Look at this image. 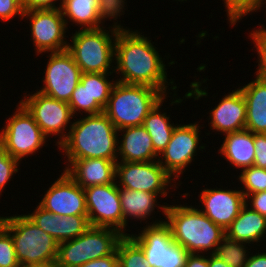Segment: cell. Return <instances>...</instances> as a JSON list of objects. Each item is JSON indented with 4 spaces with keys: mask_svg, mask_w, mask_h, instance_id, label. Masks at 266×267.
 Returning <instances> with one entry per match:
<instances>
[{
    "mask_svg": "<svg viewBox=\"0 0 266 267\" xmlns=\"http://www.w3.org/2000/svg\"><path fill=\"white\" fill-rule=\"evenodd\" d=\"M184 267H209V254L190 253Z\"/></svg>",
    "mask_w": 266,
    "mask_h": 267,
    "instance_id": "7bdbcfd3",
    "label": "cell"
},
{
    "mask_svg": "<svg viewBox=\"0 0 266 267\" xmlns=\"http://www.w3.org/2000/svg\"><path fill=\"white\" fill-rule=\"evenodd\" d=\"M165 222L170 227L174 242L189 253L214 254L217 245L226 236L225 230L203 214L198 205H167Z\"/></svg>",
    "mask_w": 266,
    "mask_h": 267,
    "instance_id": "3957f363",
    "label": "cell"
},
{
    "mask_svg": "<svg viewBox=\"0 0 266 267\" xmlns=\"http://www.w3.org/2000/svg\"><path fill=\"white\" fill-rule=\"evenodd\" d=\"M114 73H90L91 114L104 112L111 91L117 80H110Z\"/></svg>",
    "mask_w": 266,
    "mask_h": 267,
    "instance_id": "83f0119b",
    "label": "cell"
},
{
    "mask_svg": "<svg viewBox=\"0 0 266 267\" xmlns=\"http://www.w3.org/2000/svg\"><path fill=\"white\" fill-rule=\"evenodd\" d=\"M168 96H165L146 116L143 126L152 139L154 150L160 155L169 141L171 140L173 131L178 123L175 125L171 123L170 115L166 112H161L164 101ZM165 99V100H164Z\"/></svg>",
    "mask_w": 266,
    "mask_h": 267,
    "instance_id": "4316f807",
    "label": "cell"
},
{
    "mask_svg": "<svg viewBox=\"0 0 266 267\" xmlns=\"http://www.w3.org/2000/svg\"><path fill=\"white\" fill-rule=\"evenodd\" d=\"M175 1H179V2H181V3H182V1L184 2V1H187V0H175Z\"/></svg>",
    "mask_w": 266,
    "mask_h": 267,
    "instance_id": "c3c4849f",
    "label": "cell"
},
{
    "mask_svg": "<svg viewBox=\"0 0 266 267\" xmlns=\"http://www.w3.org/2000/svg\"><path fill=\"white\" fill-rule=\"evenodd\" d=\"M115 181L119 188L159 194L165 197V199L170 190L173 188V190H176L180 186L159 164L158 160L148 162H117Z\"/></svg>",
    "mask_w": 266,
    "mask_h": 267,
    "instance_id": "8fae6325",
    "label": "cell"
},
{
    "mask_svg": "<svg viewBox=\"0 0 266 267\" xmlns=\"http://www.w3.org/2000/svg\"><path fill=\"white\" fill-rule=\"evenodd\" d=\"M164 97L160 90L153 87L117 81L104 113L117 130L143 125L148 113Z\"/></svg>",
    "mask_w": 266,
    "mask_h": 267,
    "instance_id": "5b68a950",
    "label": "cell"
},
{
    "mask_svg": "<svg viewBox=\"0 0 266 267\" xmlns=\"http://www.w3.org/2000/svg\"><path fill=\"white\" fill-rule=\"evenodd\" d=\"M68 105L75 117L78 114L84 115V113L91 115L90 73H82L80 82L77 84Z\"/></svg>",
    "mask_w": 266,
    "mask_h": 267,
    "instance_id": "4dcf8cb0",
    "label": "cell"
},
{
    "mask_svg": "<svg viewBox=\"0 0 266 267\" xmlns=\"http://www.w3.org/2000/svg\"><path fill=\"white\" fill-rule=\"evenodd\" d=\"M118 264V254L115 251L109 256H104L95 260L86 262L79 267H115Z\"/></svg>",
    "mask_w": 266,
    "mask_h": 267,
    "instance_id": "b9f144b4",
    "label": "cell"
},
{
    "mask_svg": "<svg viewBox=\"0 0 266 267\" xmlns=\"http://www.w3.org/2000/svg\"><path fill=\"white\" fill-rule=\"evenodd\" d=\"M219 100L217 106L209 112L210 129L222 135L244 130L247 110L241 90L236 88Z\"/></svg>",
    "mask_w": 266,
    "mask_h": 267,
    "instance_id": "d6986e66",
    "label": "cell"
},
{
    "mask_svg": "<svg viewBox=\"0 0 266 267\" xmlns=\"http://www.w3.org/2000/svg\"><path fill=\"white\" fill-rule=\"evenodd\" d=\"M247 245L251 247L247 243L232 240L225 236L217 245L214 255L231 267H244L251 253V248L248 249Z\"/></svg>",
    "mask_w": 266,
    "mask_h": 267,
    "instance_id": "f1b7e54d",
    "label": "cell"
},
{
    "mask_svg": "<svg viewBox=\"0 0 266 267\" xmlns=\"http://www.w3.org/2000/svg\"><path fill=\"white\" fill-rule=\"evenodd\" d=\"M237 178L239 179L240 185H242L240 190L243 192L245 198L249 194L266 191V169L264 168L253 165L243 169Z\"/></svg>",
    "mask_w": 266,
    "mask_h": 267,
    "instance_id": "d6a6232c",
    "label": "cell"
},
{
    "mask_svg": "<svg viewBox=\"0 0 266 267\" xmlns=\"http://www.w3.org/2000/svg\"><path fill=\"white\" fill-rule=\"evenodd\" d=\"M255 160L253 165L266 169V134L254 133Z\"/></svg>",
    "mask_w": 266,
    "mask_h": 267,
    "instance_id": "f35d334b",
    "label": "cell"
},
{
    "mask_svg": "<svg viewBox=\"0 0 266 267\" xmlns=\"http://www.w3.org/2000/svg\"><path fill=\"white\" fill-rule=\"evenodd\" d=\"M145 37L139 30L121 31L115 39L114 73L118 74L117 81L126 84L146 85L160 90L165 96L172 97L169 106L179 105L185 99L199 100L208 96V92L201 87L207 78L202 81L196 79L191 82L190 90L183 99L178 97L177 85L173 79L168 80L165 58L162 59L158 48L152 39ZM164 62V63H163ZM169 81V82H168ZM169 86L170 89H169ZM203 88V89H202ZM173 91L169 93V91ZM172 95V96H169ZM178 97V98H177ZM175 98V99H174ZM174 100V101H173Z\"/></svg>",
    "mask_w": 266,
    "mask_h": 267,
    "instance_id": "6da1fadb",
    "label": "cell"
},
{
    "mask_svg": "<svg viewBox=\"0 0 266 267\" xmlns=\"http://www.w3.org/2000/svg\"><path fill=\"white\" fill-rule=\"evenodd\" d=\"M23 7L21 0H0V19L8 22L13 18L20 17L23 20Z\"/></svg>",
    "mask_w": 266,
    "mask_h": 267,
    "instance_id": "74e56055",
    "label": "cell"
},
{
    "mask_svg": "<svg viewBox=\"0 0 266 267\" xmlns=\"http://www.w3.org/2000/svg\"><path fill=\"white\" fill-rule=\"evenodd\" d=\"M201 128L202 126L198 122L178 124L173 131L168 145L158 157L159 164L180 185L182 184L179 181L180 175L187 170L186 167L188 165L191 166L190 164L194 162L193 159L198 154L197 152L199 150L203 152L206 147V144L200 143L202 141V136L200 137L202 131L199 129Z\"/></svg>",
    "mask_w": 266,
    "mask_h": 267,
    "instance_id": "7c38bea8",
    "label": "cell"
},
{
    "mask_svg": "<svg viewBox=\"0 0 266 267\" xmlns=\"http://www.w3.org/2000/svg\"><path fill=\"white\" fill-rule=\"evenodd\" d=\"M98 1H99L98 13L101 20V27H104L103 24H105V21H107V19H109L110 21L113 20L114 23H112V25H109L108 28L113 29L117 32L131 31V29L121 26V24L118 23V20H116L118 19V17L120 19L122 15L126 14L125 13L127 7L126 0H98Z\"/></svg>",
    "mask_w": 266,
    "mask_h": 267,
    "instance_id": "1f68e13d",
    "label": "cell"
},
{
    "mask_svg": "<svg viewBox=\"0 0 266 267\" xmlns=\"http://www.w3.org/2000/svg\"><path fill=\"white\" fill-rule=\"evenodd\" d=\"M223 144L218 149L223 160L227 161L231 167L242 171L253 166L255 160L254 133L244 129L237 132L224 134Z\"/></svg>",
    "mask_w": 266,
    "mask_h": 267,
    "instance_id": "603a6c76",
    "label": "cell"
},
{
    "mask_svg": "<svg viewBox=\"0 0 266 267\" xmlns=\"http://www.w3.org/2000/svg\"><path fill=\"white\" fill-rule=\"evenodd\" d=\"M264 5H266V0H259L258 3V7L256 9V12H258L257 10L261 11V8H266V6L264 7ZM265 14H266V10H265Z\"/></svg>",
    "mask_w": 266,
    "mask_h": 267,
    "instance_id": "7dc6e473",
    "label": "cell"
},
{
    "mask_svg": "<svg viewBox=\"0 0 266 267\" xmlns=\"http://www.w3.org/2000/svg\"><path fill=\"white\" fill-rule=\"evenodd\" d=\"M21 3L24 11L35 9H59L62 0H21ZM57 3H59V5Z\"/></svg>",
    "mask_w": 266,
    "mask_h": 267,
    "instance_id": "60d3db41",
    "label": "cell"
},
{
    "mask_svg": "<svg viewBox=\"0 0 266 267\" xmlns=\"http://www.w3.org/2000/svg\"><path fill=\"white\" fill-rule=\"evenodd\" d=\"M25 215L58 243L77 238L90 227L87 215L59 216L39 204Z\"/></svg>",
    "mask_w": 266,
    "mask_h": 267,
    "instance_id": "ac0fdd59",
    "label": "cell"
},
{
    "mask_svg": "<svg viewBox=\"0 0 266 267\" xmlns=\"http://www.w3.org/2000/svg\"><path fill=\"white\" fill-rule=\"evenodd\" d=\"M25 92L20 103L33 117L44 135L58 137L55 146L59 147L68 137L75 116L68 103L49 97L38 90ZM74 117V118H73Z\"/></svg>",
    "mask_w": 266,
    "mask_h": 267,
    "instance_id": "30bf717a",
    "label": "cell"
},
{
    "mask_svg": "<svg viewBox=\"0 0 266 267\" xmlns=\"http://www.w3.org/2000/svg\"><path fill=\"white\" fill-rule=\"evenodd\" d=\"M229 26L239 23L246 15L256 12L259 0H223Z\"/></svg>",
    "mask_w": 266,
    "mask_h": 267,
    "instance_id": "836d02e7",
    "label": "cell"
},
{
    "mask_svg": "<svg viewBox=\"0 0 266 267\" xmlns=\"http://www.w3.org/2000/svg\"><path fill=\"white\" fill-rule=\"evenodd\" d=\"M80 117L73 121L68 137L58 147L64 159L103 158L117 163L118 130L106 114Z\"/></svg>",
    "mask_w": 266,
    "mask_h": 267,
    "instance_id": "7a4b0ae2",
    "label": "cell"
},
{
    "mask_svg": "<svg viewBox=\"0 0 266 267\" xmlns=\"http://www.w3.org/2000/svg\"><path fill=\"white\" fill-rule=\"evenodd\" d=\"M245 204L250 205L252 210L266 217V191L249 194L245 198Z\"/></svg>",
    "mask_w": 266,
    "mask_h": 267,
    "instance_id": "ab89813d",
    "label": "cell"
},
{
    "mask_svg": "<svg viewBox=\"0 0 266 267\" xmlns=\"http://www.w3.org/2000/svg\"><path fill=\"white\" fill-rule=\"evenodd\" d=\"M45 57H48V61L43 72L45 74L42 78L43 86L37 90L49 97L69 103L81 79L80 67L68 50L49 52Z\"/></svg>",
    "mask_w": 266,
    "mask_h": 267,
    "instance_id": "5bb4252c",
    "label": "cell"
},
{
    "mask_svg": "<svg viewBox=\"0 0 266 267\" xmlns=\"http://www.w3.org/2000/svg\"><path fill=\"white\" fill-rule=\"evenodd\" d=\"M21 163L11 157L6 149L0 144V197L7 183L19 172Z\"/></svg>",
    "mask_w": 266,
    "mask_h": 267,
    "instance_id": "d590c367",
    "label": "cell"
},
{
    "mask_svg": "<svg viewBox=\"0 0 266 267\" xmlns=\"http://www.w3.org/2000/svg\"><path fill=\"white\" fill-rule=\"evenodd\" d=\"M120 193V202L122 205L123 211V235L128 236L130 233L129 229L127 228V224L129 220L131 221L134 219L140 220V223L145 220V224L148 222L147 219L153 215L157 208L163 213L165 218V212L167 208V203L165 205L158 204L160 203L157 199L161 197L159 194H153L145 191H138V190H129L125 188H119ZM157 207V208H156ZM136 219V220H135ZM127 231V232H126Z\"/></svg>",
    "mask_w": 266,
    "mask_h": 267,
    "instance_id": "7402d4cb",
    "label": "cell"
},
{
    "mask_svg": "<svg viewBox=\"0 0 266 267\" xmlns=\"http://www.w3.org/2000/svg\"><path fill=\"white\" fill-rule=\"evenodd\" d=\"M98 2V0H62L60 10L67 28L70 22L72 26L75 23L80 29L101 28Z\"/></svg>",
    "mask_w": 266,
    "mask_h": 267,
    "instance_id": "484cf974",
    "label": "cell"
},
{
    "mask_svg": "<svg viewBox=\"0 0 266 267\" xmlns=\"http://www.w3.org/2000/svg\"><path fill=\"white\" fill-rule=\"evenodd\" d=\"M152 222L138 229V234H129L144 251L149 267H184L190 253L174 242L165 219Z\"/></svg>",
    "mask_w": 266,
    "mask_h": 267,
    "instance_id": "ba28073f",
    "label": "cell"
},
{
    "mask_svg": "<svg viewBox=\"0 0 266 267\" xmlns=\"http://www.w3.org/2000/svg\"><path fill=\"white\" fill-rule=\"evenodd\" d=\"M225 232L232 240L260 246L266 239V217L245 204Z\"/></svg>",
    "mask_w": 266,
    "mask_h": 267,
    "instance_id": "d4e9b609",
    "label": "cell"
},
{
    "mask_svg": "<svg viewBox=\"0 0 266 267\" xmlns=\"http://www.w3.org/2000/svg\"><path fill=\"white\" fill-rule=\"evenodd\" d=\"M63 169L83 189L115 182L116 162L103 158L66 160Z\"/></svg>",
    "mask_w": 266,
    "mask_h": 267,
    "instance_id": "ffe728a7",
    "label": "cell"
},
{
    "mask_svg": "<svg viewBox=\"0 0 266 267\" xmlns=\"http://www.w3.org/2000/svg\"><path fill=\"white\" fill-rule=\"evenodd\" d=\"M253 81L238 87L246 102L245 129L266 134V79L257 75Z\"/></svg>",
    "mask_w": 266,
    "mask_h": 267,
    "instance_id": "cb8c5ba5",
    "label": "cell"
},
{
    "mask_svg": "<svg viewBox=\"0 0 266 267\" xmlns=\"http://www.w3.org/2000/svg\"><path fill=\"white\" fill-rule=\"evenodd\" d=\"M42 195V208L59 216L87 215L84 189L64 170Z\"/></svg>",
    "mask_w": 266,
    "mask_h": 267,
    "instance_id": "2e32d148",
    "label": "cell"
},
{
    "mask_svg": "<svg viewBox=\"0 0 266 267\" xmlns=\"http://www.w3.org/2000/svg\"><path fill=\"white\" fill-rule=\"evenodd\" d=\"M209 267H231L214 254H209Z\"/></svg>",
    "mask_w": 266,
    "mask_h": 267,
    "instance_id": "f6af8a7d",
    "label": "cell"
},
{
    "mask_svg": "<svg viewBox=\"0 0 266 267\" xmlns=\"http://www.w3.org/2000/svg\"><path fill=\"white\" fill-rule=\"evenodd\" d=\"M0 224L12 236L20 266L56 263L59 243L25 214L0 216Z\"/></svg>",
    "mask_w": 266,
    "mask_h": 267,
    "instance_id": "277c9868",
    "label": "cell"
},
{
    "mask_svg": "<svg viewBox=\"0 0 266 267\" xmlns=\"http://www.w3.org/2000/svg\"><path fill=\"white\" fill-rule=\"evenodd\" d=\"M20 267H56L55 264H43V265H26Z\"/></svg>",
    "mask_w": 266,
    "mask_h": 267,
    "instance_id": "bcb514c9",
    "label": "cell"
},
{
    "mask_svg": "<svg viewBox=\"0 0 266 267\" xmlns=\"http://www.w3.org/2000/svg\"><path fill=\"white\" fill-rule=\"evenodd\" d=\"M0 267H20L11 234L0 224Z\"/></svg>",
    "mask_w": 266,
    "mask_h": 267,
    "instance_id": "8d00e7d4",
    "label": "cell"
},
{
    "mask_svg": "<svg viewBox=\"0 0 266 267\" xmlns=\"http://www.w3.org/2000/svg\"><path fill=\"white\" fill-rule=\"evenodd\" d=\"M24 18L30 22V40L36 56L67 50L68 28L60 8L27 10L23 13Z\"/></svg>",
    "mask_w": 266,
    "mask_h": 267,
    "instance_id": "4fadbf2b",
    "label": "cell"
},
{
    "mask_svg": "<svg viewBox=\"0 0 266 267\" xmlns=\"http://www.w3.org/2000/svg\"><path fill=\"white\" fill-rule=\"evenodd\" d=\"M122 233L112 228L90 226L83 234L58 244L56 267H79L88 261L113 254Z\"/></svg>",
    "mask_w": 266,
    "mask_h": 267,
    "instance_id": "52a82bcc",
    "label": "cell"
},
{
    "mask_svg": "<svg viewBox=\"0 0 266 267\" xmlns=\"http://www.w3.org/2000/svg\"><path fill=\"white\" fill-rule=\"evenodd\" d=\"M258 29H252L248 37L253 41L255 51H257L258 63L257 71L254 73L255 75L266 79V28L265 25H258Z\"/></svg>",
    "mask_w": 266,
    "mask_h": 267,
    "instance_id": "e575fe53",
    "label": "cell"
},
{
    "mask_svg": "<svg viewBox=\"0 0 266 267\" xmlns=\"http://www.w3.org/2000/svg\"><path fill=\"white\" fill-rule=\"evenodd\" d=\"M266 249V248H265ZM260 251V252H259ZM263 251V252H261ZM266 250H257L255 252V254L251 253L249 256L248 261L246 262V264L244 265V267H266V252H264Z\"/></svg>",
    "mask_w": 266,
    "mask_h": 267,
    "instance_id": "ee69618b",
    "label": "cell"
},
{
    "mask_svg": "<svg viewBox=\"0 0 266 267\" xmlns=\"http://www.w3.org/2000/svg\"><path fill=\"white\" fill-rule=\"evenodd\" d=\"M116 251L121 267H149L144 251L129 235L119 241Z\"/></svg>",
    "mask_w": 266,
    "mask_h": 267,
    "instance_id": "f546056e",
    "label": "cell"
},
{
    "mask_svg": "<svg viewBox=\"0 0 266 267\" xmlns=\"http://www.w3.org/2000/svg\"><path fill=\"white\" fill-rule=\"evenodd\" d=\"M158 157L143 125L118 130V162H148Z\"/></svg>",
    "mask_w": 266,
    "mask_h": 267,
    "instance_id": "44dd1931",
    "label": "cell"
},
{
    "mask_svg": "<svg viewBox=\"0 0 266 267\" xmlns=\"http://www.w3.org/2000/svg\"><path fill=\"white\" fill-rule=\"evenodd\" d=\"M19 104V105H18ZM12 116L0 130V144L9 155L21 162L36 154L48 139L28 111L18 103Z\"/></svg>",
    "mask_w": 266,
    "mask_h": 267,
    "instance_id": "9c48e42d",
    "label": "cell"
},
{
    "mask_svg": "<svg viewBox=\"0 0 266 267\" xmlns=\"http://www.w3.org/2000/svg\"><path fill=\"white\" fill-rule=\"evenodd\" d=\"M90 226L112 228L123 234V211L116 181L84 188Z\"/></svg>",
    "mask_w": 266,
    "mask_h": 267,
    "instance_id": "9a60e30c",
    "label": "cell"
},
{
    "mask_svg": "<svg viewBox=\"0 0 266 267\" xmlns=\"http://www.w3.org/2000/svg\"><path fill=\"white\" fill-rule=\"evenodd\" d=\"M204 188L198 197L202 207L198 209L216 225L226 230L245 205V196L239 189Z\"/></svg>",
    "mask_w": 266,
    "mask_h": 267,
    "instance_id": "e0dca14e",
    "label": "cell"
},
{
    "mask_svg": "<svg viewBox=\"0 0 266 267\" xmlns=\"http://www.w3.org/2000/svg\"><path fill=\"white\" fill-rule=\"evenodd\" d=\"M106 28L72 32L67 50L82 73H114L115 39L118 32Z\"/></svg>",
    "mask_w": 266,
    "mask_h": 267,
    "instance_id": "8992f818",
    "label": "cell"
}]
</instances>
